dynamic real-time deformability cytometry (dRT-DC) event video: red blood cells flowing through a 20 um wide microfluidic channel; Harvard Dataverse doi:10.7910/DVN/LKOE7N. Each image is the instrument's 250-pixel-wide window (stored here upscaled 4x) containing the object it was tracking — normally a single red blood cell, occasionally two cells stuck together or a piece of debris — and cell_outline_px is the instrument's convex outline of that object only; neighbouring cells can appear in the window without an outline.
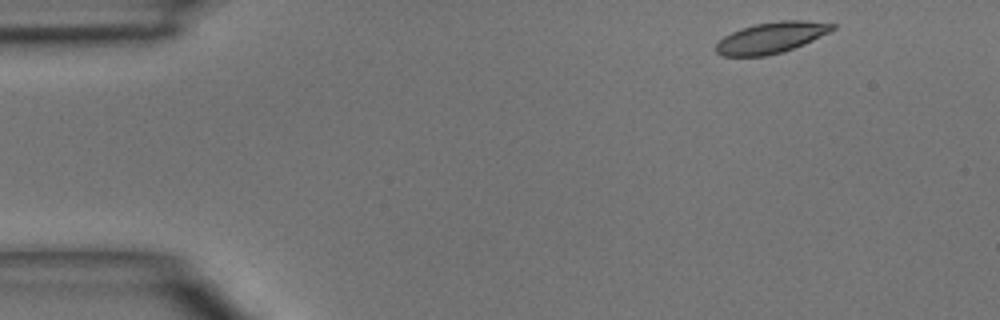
{"species": "common noctule bat (a hibernating species)", "species_latin": "Nyctalus noctula", "temperature_condition": "room temperature", "stored_images_in_passage": 5, "camera_frame_rate_fps": 3000, "um_per_image_px": 0.085, "animal": {"sex": "male", "body_mass_g": 15.6}, "frame": {"image": 1, "passage_image": 1, "time_ms": 0.0, "image_size_px": [1000, 320], "cell_outline_px": [[836, 28], [804, 44], [780, 52], [764, 56], [720, 56], [716, 52], [716, 44], [724, 36], [740, 28], [756, 24], [780, 20], [804, 20], [836, 24]], "centroid_in_image_um": [65.53, 3.19], "position_along_channel_um": 19.5, "area_um2": 20.87}}
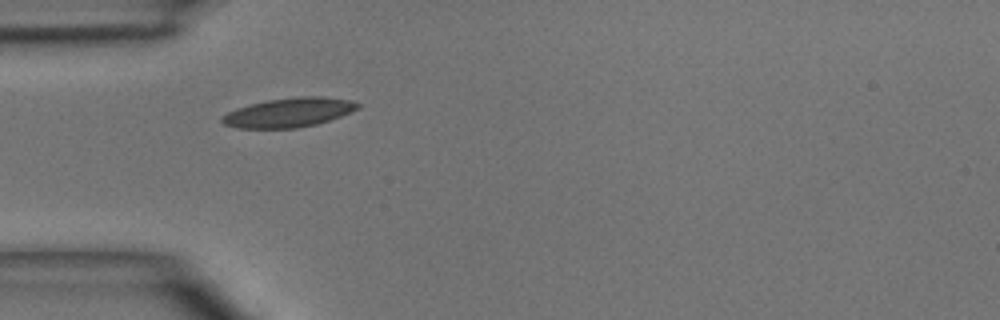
{"frame": {"image": 2, "passage_image": 3, "time_ms": 3.0, "image_size_px": [1000, 320], "cell_outline_px": [[360, 108], [352, 112], [316, 124], [296, 128], [240, 128], [224, 124], [220, 120], [220, 116], [236, 108], [268, 100], [300, 96], [320, 96], [352, 100], [360, 104]], "centroid_in_image_um": [24.57, 9.56], "position_along_channel_um": 60.4, "area_um2": 23.06}}
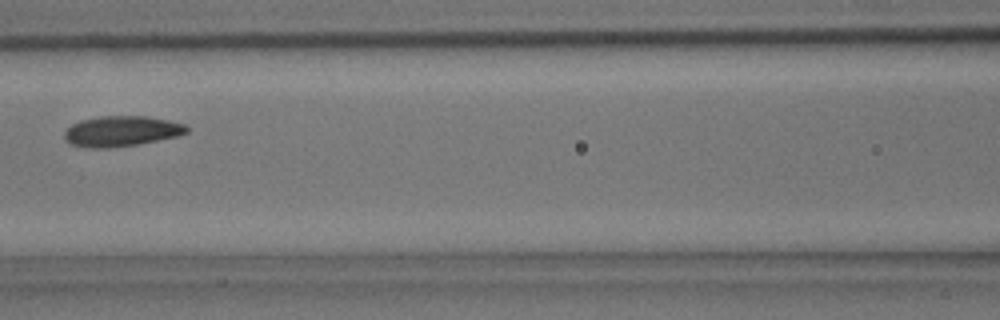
{"frame": {"image": 3, "passage_image": 5, "time_ms": 5.333, "image_size_px": [1000, 320], "cell_outline_px": [[188, 132], [176, 136], [136, 144], [108, 148], [88, 148], [72, 144], [64, 140], [64, 132], [72, 124], [80, 120], [100, 116], [144, 116], [168, 120], [184, 124], [188, 128]], "centroid_in_image_um": [10.28, 11.15], "position_along_channel_um": 156.3, "area_um2": 21.5}}